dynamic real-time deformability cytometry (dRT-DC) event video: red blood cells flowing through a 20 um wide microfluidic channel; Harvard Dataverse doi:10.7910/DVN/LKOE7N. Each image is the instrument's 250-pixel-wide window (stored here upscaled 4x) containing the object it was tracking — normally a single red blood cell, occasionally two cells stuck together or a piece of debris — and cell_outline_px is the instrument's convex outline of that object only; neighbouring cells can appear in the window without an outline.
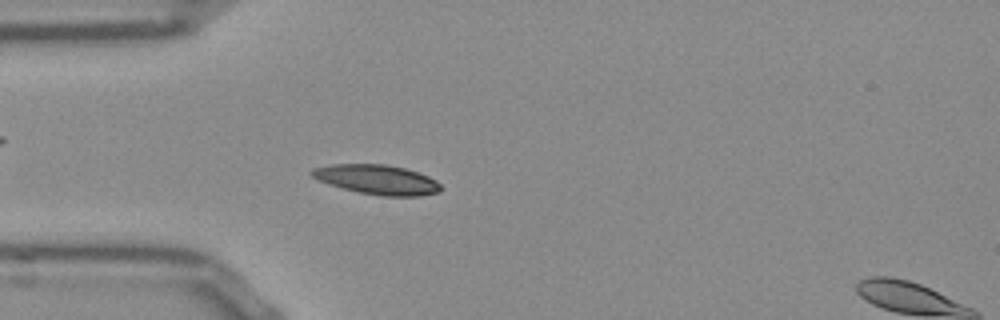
{"species": "Egyptian fruit bat (a non-hibernating species)", "species_latin": "Rousettus aegyptiacus", "temperature_condition": "room temperature", "stored_images_in_passage": 41, "segment_of_instrument_passage": [1, 2], "camera_frame_rate_fps": 3000, "um_per_image_px": 0.085, "frame": {"image": 1, "passage_image": 2, "time_ms": 0.333, "image_size_px": [1000, 320], "cell_outline_px": [[440, 192], [420, 196], [380, 196], [360, 192], [328, 184], [312, 176], [308, 172], [312, 168], [332, 164], [384, 164], [404, 168], [428, 176], [436, 180], [440, 184]], "centroid_in_image_um": [32.04, 15.26], "position_along_channel_um": 53.0, "area_um2": 22.14}}
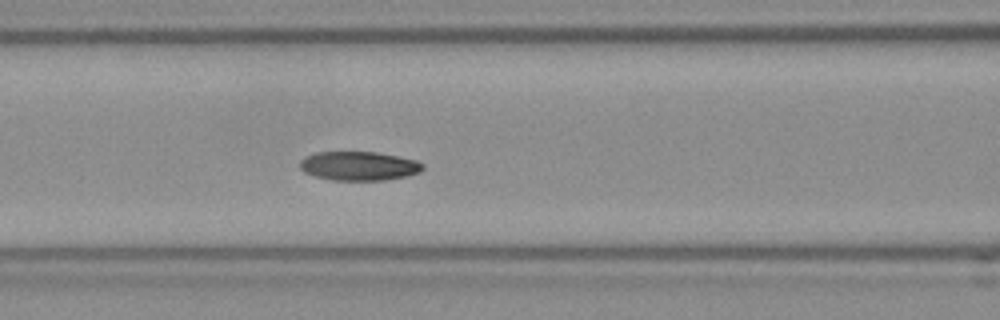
{"frame": {"image": 2, "passage_image": 9, "time_ms": 2.667, "image_size_px": [1000, 320], "cell_outline_px": [[424, 168], [420, 172], [408, 176], [384, 180], [332, 180], [316, 176], [304, 172], [300, 168], [300, 160], [304, 156], [316, 152], [376, 152], [416, 160], [424, 164]], "centroid_in_image_um": [30.51, 14.1], "position_along_channel_um": 136.1, "area_um2": 20.81}}
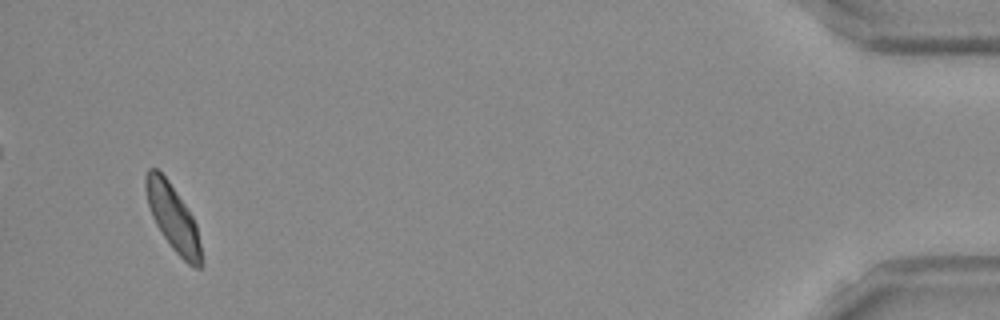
{"frame": {"image": 3, "passage_image": 38, "time_ms": 12.333, "image_size_px": [1000, 320], "cell_outline_px": [[204, 264], [200, 268], [196, 268], [188, 264], [172, 248], [156, 224], [152, 216], [148, 204], [144, 184], [144, 176], [148, 168], [156, 168], [168, 180], [192, 216], [196, 224]], "centroid_in_image_um": [14.7, 18.52], "position_along_channel_um": 420.5, "area_um2": 21.15}}